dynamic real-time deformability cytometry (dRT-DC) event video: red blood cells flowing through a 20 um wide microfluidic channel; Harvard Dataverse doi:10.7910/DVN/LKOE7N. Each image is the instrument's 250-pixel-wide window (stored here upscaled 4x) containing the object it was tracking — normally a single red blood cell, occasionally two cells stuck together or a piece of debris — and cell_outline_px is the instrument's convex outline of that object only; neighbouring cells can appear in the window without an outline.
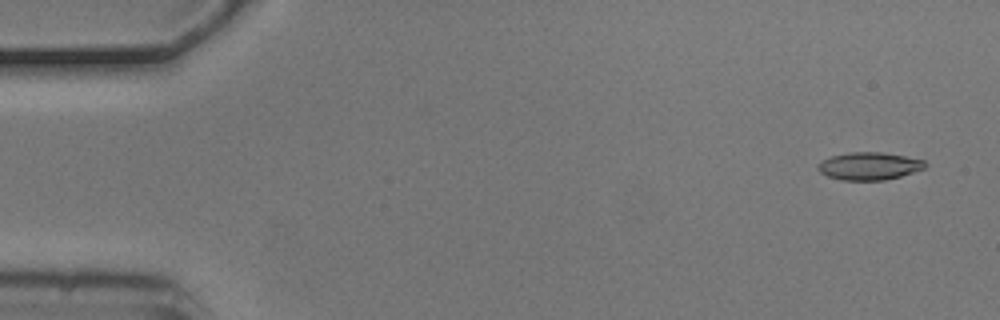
{"species": "common noctule bat (a hibernating species)", "species_latin": "Nyctalus noctula", "temperature_condition": "cold", "stored_images_in_passage": 9, "camera_frame_rate_fps": 3000, "um_per_image_px": 0.085, "animal": {"sex": "male", "body_mass_g": 20.5, "forearm_length_mm": 52.5}, "frame": {"image": 1, "passage_image": 1, "time_ms": 0.0, "image_size_px": [1000, 320], "cell_outline_px": [[928, 164], [924, 168], [900, 176], [884, 180], [840, 180], [828, 176], [820, 172], [816, 168], [824, 160], [832, 156], [852, 152], [880, 152], [904, 156], [924, 160]], "centroid_in_image_um": [73.89, 14.12], "position_along_channel_um": 11.1, "area_um2": 16.99}}
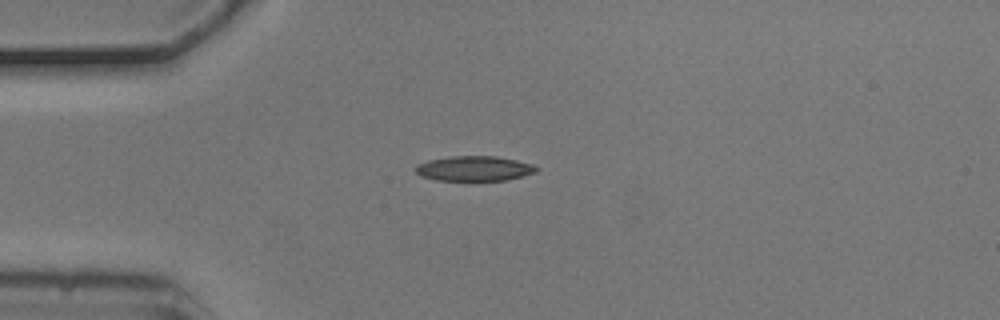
{"frame": {"image": 2, "passage_image": 4, "time_ms": 1.0, "image_size_px": [1000, 320], "cell_outline_px": [[540, 168], [536, 172], [504, 180], [436, 180], [420, 176], [412, 168], [416, 164], [428, 160], [452, 156], [496, 156], [516, 160], [532, 164]], "centroid_in_image_um": [40.26, 14.31], "position_along_channel_um": 44.7, "area_um2": 17.57}}
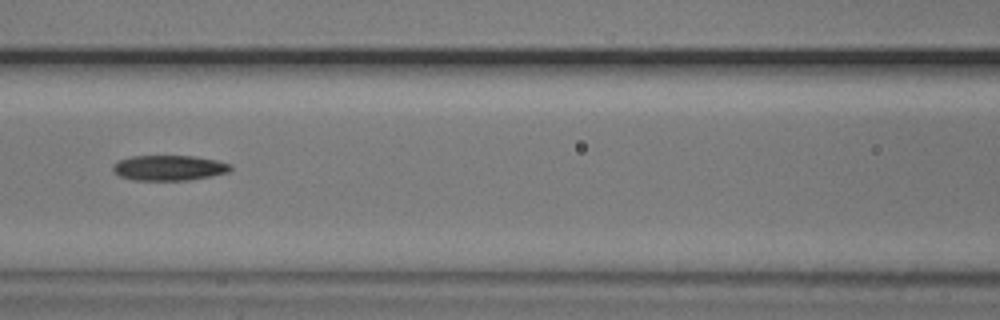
{"frame": {"image": 3, "passage_image": 7, "time_ms": 2.0, "image_size_px": [1000, 320], "cell_outline_px": [[232, 168], [228, 172], [212, 176], [188, 180], [132, 180], [120, 176], [112, 168], [112, 164], [120, 160], [132, 156], [196, 156], [216, 160], [232, 164]], "centroid_in_image_um": [14.39, 14.26], "position_along_channel_um": 152.2, "area_um2": 17.34}}